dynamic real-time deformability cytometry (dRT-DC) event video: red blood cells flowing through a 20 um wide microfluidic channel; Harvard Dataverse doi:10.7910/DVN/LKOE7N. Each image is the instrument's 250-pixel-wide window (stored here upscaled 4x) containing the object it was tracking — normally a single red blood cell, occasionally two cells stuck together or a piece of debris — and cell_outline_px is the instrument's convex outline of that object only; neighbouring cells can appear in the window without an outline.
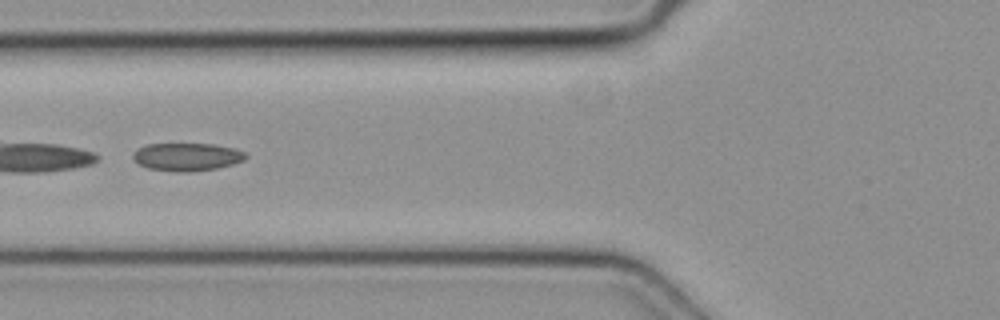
{"species": "common noctule bat (a hibernating species)", "species_latin": "Nyctalus noctula", "temperature_condition": "cold", "stored_images_in_passage": 2, "camera_frame_rate_fps": 3000, "um_per_image_px": 0.085, "animal": {"sex": "female", "body_mass_g": 19.3, "forearm_length_mm": 54.1}, "frame": {"image": 1, "passage_image": 2, "time_ms": 0.333, "image_size_px": [1000, 320], "cell_outline_px": [[248, 156], [244, 160], [232, 164], [216, 168], [192, 172], [176, 172], [148, 168], [132, 160], [132, 156], [136, 148], [148, 144], [212, 144], [236, 148], [244, 152]], "centroid_in_image_um": [15.88, 13.33], "position_along_channel_um": 109.9, "area_um2": 18.44}}